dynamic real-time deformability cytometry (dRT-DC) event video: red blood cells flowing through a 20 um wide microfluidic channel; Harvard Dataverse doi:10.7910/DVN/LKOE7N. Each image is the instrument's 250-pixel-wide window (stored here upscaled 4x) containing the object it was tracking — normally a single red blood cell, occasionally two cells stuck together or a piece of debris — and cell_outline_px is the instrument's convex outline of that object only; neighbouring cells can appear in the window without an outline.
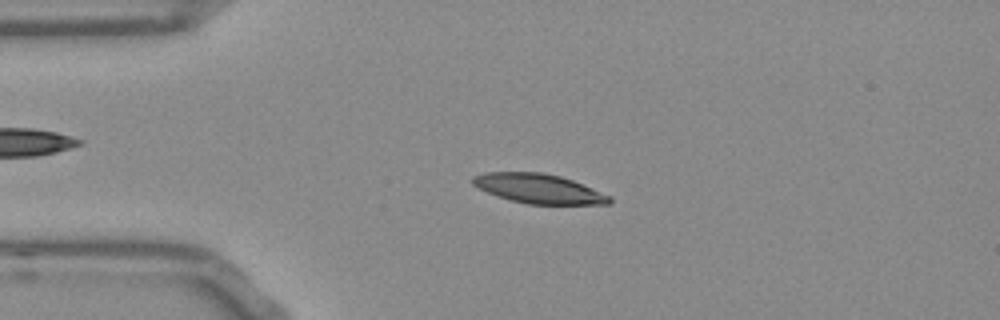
{"species": "Egyptian fruit bat (a non-hibernating species)", "species_latin": "Rousettus aegyptiacus", "temperature_condition": "room temperature", "stored_images_in_passage": 42, "camera_frame_rate_fps": 3000, "um_per_image_px": 0.085, "frame": {"image": 1, "passage_image": 1, "time_ms": 0.0, "image_size_px": [1000, 320], "cell_outline_px": [[612, 200], [608, 204], [528, 204], [512, 200], [488, 192], [472, 184], [472, 176], [488, 172], [544, 172], [560, 176], [572, 180], [612, 196]], "centroid_in_image_um": [45.82, 16.03], "position_along_channel_um": 39.2, "area_um2": 23.24}}
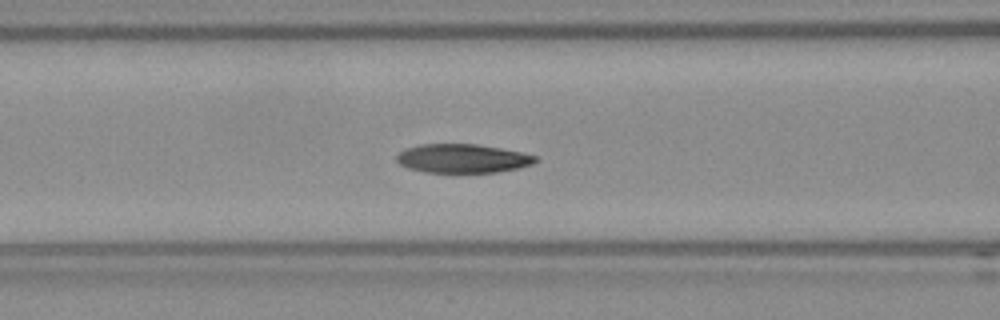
{"frame": {"image": 2, "passage_image": 10, "time_ms": 3.0, "image_size_px": [1000, 320], "cell_outline_px": [[536, 160], [532, 164], [516, 168], [496, 172], [424, 172], [408, 168], [400, 164], [396, 160], [396, 156], [400, 152], [408, 148], [420, 144], [476, 144], [500, 148], [520, 152], [536, 156]], "centroid_in_image_um": [39.28, 13.47], "position_along_channel_um": 127.3, "area_um2": 23.0}}
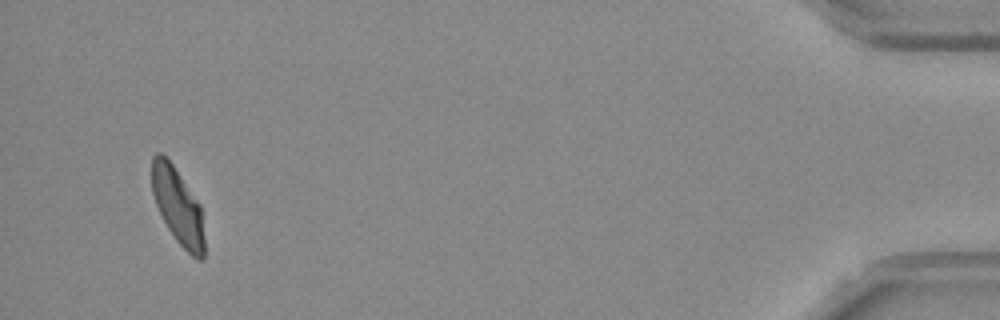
{"frame": {"image": 3, "passage_image": 40, "time_ms": 13.0, "image_size_px": [1000, 320], "cell_outline_px": [[204, 260], [196, 260], [176, 240], [168, 228], [156, 204], [152, 192], [152, 156], [156, 152], [160, 152], [172, 164], [200, 204], [204, 240]], "centroid_in_image_um": [15.12, 17.54], "position_along_channel_um": 420.1, "area_um2": 22.95}, "authors_computed_cell_mechanics": {"area_um2": 23.9581, "velocity_mm_per_s": 3.752, "shape_relaxation_time_tau1_ms": 4.9131, "shape_relaxation_time_tau2_ms": 2.6704, "deformation_change_tau1": 0.1586, "deformation_change_tau2": 0.0707}}